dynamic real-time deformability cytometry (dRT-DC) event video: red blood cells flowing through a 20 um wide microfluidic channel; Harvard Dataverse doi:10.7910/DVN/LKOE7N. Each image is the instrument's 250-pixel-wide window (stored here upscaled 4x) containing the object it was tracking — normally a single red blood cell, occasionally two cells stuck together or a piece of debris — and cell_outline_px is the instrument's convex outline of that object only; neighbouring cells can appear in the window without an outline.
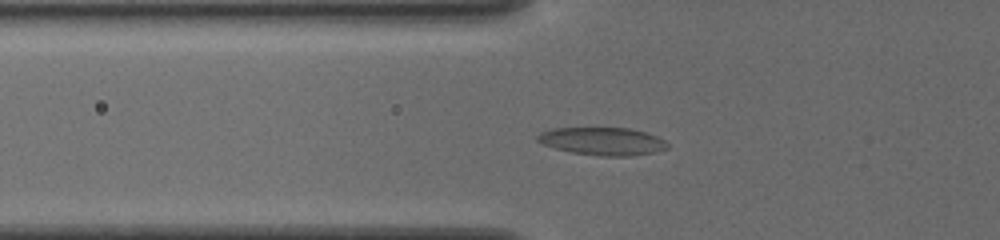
{"species": "common noctule bat (a hibernating species)", "species_latin": "Nyctalus noctula", "temperature_condition": "cold", "stored_images_in_passage": 25, "camera_frame_rate_fps": 3000, "um_per_image_px": 0.085, "animal": {"sex": "female", "body_mass_g": 19.5, "forearm_length_mm": 54.1}, "frame": {"image": 1, "passage_image": 7, "time_ms": 2.0, "image_size_px": [1000, 240], "cell_outline_px": [[668, 148], [656, 152], [628, 156], [600, 156], [572, 152], [556, 148], [544, 144], [536, 140], [536, 136], [540, 132], [552, 128], [628, 128], [648, 132], [664, 140], [668, 144]], "centroid_in_image_um": [51.23, 12.0], "position_along_channel_um": 74.6, "area_um2": 21.04}}
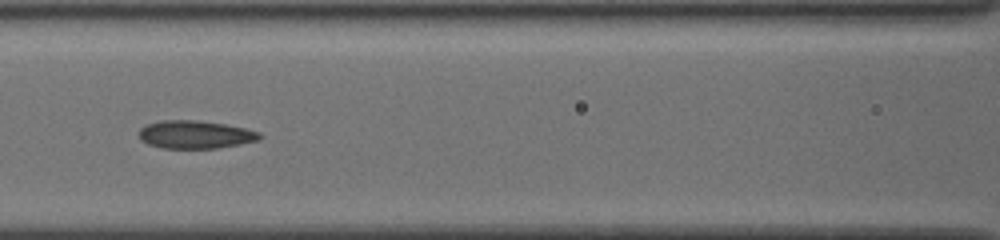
{"frame": {"image": 2, "passage_image": 13, "time_ms": 4.0, "image_size_px": [1000, 240], "cell_outline_px": [[264, 136], [260, 140], [220, 148], [160, 148], [148, 144], [140, 140], [140, 128], [144, 124], [160, 120], [196, 120], [224, 124], [244, 128], [260, 132]], "centroid_in_image_um": [16.6, 11.44], "position_along_channel_um": 150.0, "area_um2": 19.88}}
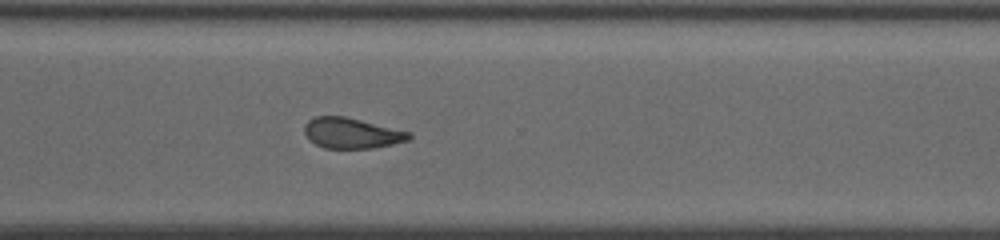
{"frame": {"image": 3, "passage_image": 25, "time_ms": 8.0, "image_size_px": [1000, 240], "cell_outline_px": [[412, 136], [408, 140], [392, 144], [372, 148], [324, 148], [308, 140], [304, 132], [304, 124], [308, 120], [316, 116], [344, 116], [412, 132]], "centroid_in_image_um": [29.87, 11.31], "position_along_channel_um": 340.7, "area_um2": 18.67}}